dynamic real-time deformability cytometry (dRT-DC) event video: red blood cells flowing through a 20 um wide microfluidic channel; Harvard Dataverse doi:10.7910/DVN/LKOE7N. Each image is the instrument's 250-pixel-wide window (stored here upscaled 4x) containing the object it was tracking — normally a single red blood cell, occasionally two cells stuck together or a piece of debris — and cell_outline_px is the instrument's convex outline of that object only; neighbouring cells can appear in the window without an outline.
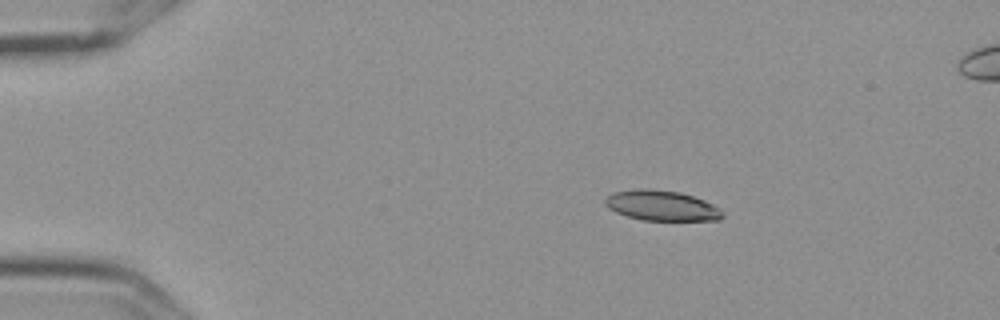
{"species": "Egyptian fruit bat (a non-hibernating species)", "species_latin": "Rousettus aegyptiacus", "temperature_condition": "cold", "stored_images_in_passage": 4, "camera_frame_rate_fps": 3000, "um_per_image_px": 0.085, "frame": {"image": 1, "passage_image": 2, "time_ms": 0.333, "image_size_px": [1000, 320], "cell_outline_px": [[724, 216], [720, 220], [644, 220], [628, 216], [616, 212], [608, 208], [604, 204], [604, 200], [612, 192], [640, 188], [648, 188], [680, 192], [704, 200], [720, 208], [724, 212]], "centroid_in_image_um": [56.24, 17.47], "position_along_channel_um": 28.8, "area_um2": 20.75}}